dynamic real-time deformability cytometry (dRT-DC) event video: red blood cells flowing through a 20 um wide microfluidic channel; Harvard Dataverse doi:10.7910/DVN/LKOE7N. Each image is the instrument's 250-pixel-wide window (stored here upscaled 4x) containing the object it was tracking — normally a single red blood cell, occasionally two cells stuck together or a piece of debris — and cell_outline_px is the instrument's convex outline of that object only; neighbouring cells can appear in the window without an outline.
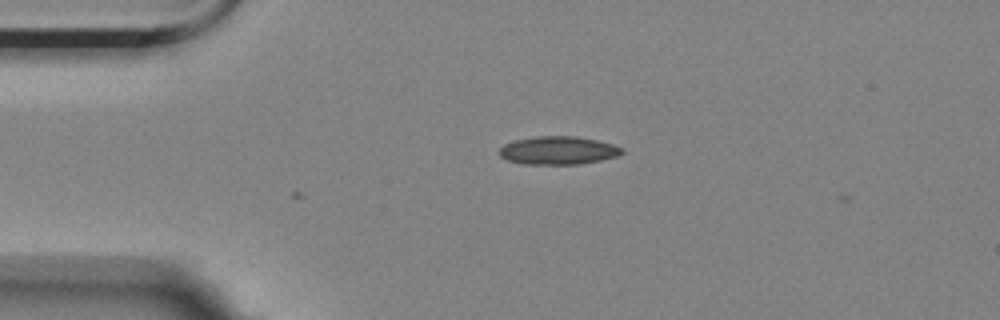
{"species": "Egyptian fruit bat (a non-hibernating species)", "species_latin": "Rousettus aegyptiacus", "temperature_condition": "room temperature", "stored_images_in_passage": 5, "camera_frame_rate_fps": 3000, "um_per_image_px": 0.085, "animal": {"sex": "female"}, "frame": {"image": 1, "passage_image": 1, "time_ms": 0.0, "image_size_px": [1000, 320], "cell_outline_px": [[624, 152], [616, 156], [600, 160], [580, 164], [524, 164], [508, 160], [500, 156], [496, 152], [504, 144], [516, 140], [536, 136], [576, 136], [596, 140], [612, 144], [624, 148]], "centroid_in_image_um": [47.43, 12.78], "position_along_channel_um": 37.6, "area_um2": 20.11}}